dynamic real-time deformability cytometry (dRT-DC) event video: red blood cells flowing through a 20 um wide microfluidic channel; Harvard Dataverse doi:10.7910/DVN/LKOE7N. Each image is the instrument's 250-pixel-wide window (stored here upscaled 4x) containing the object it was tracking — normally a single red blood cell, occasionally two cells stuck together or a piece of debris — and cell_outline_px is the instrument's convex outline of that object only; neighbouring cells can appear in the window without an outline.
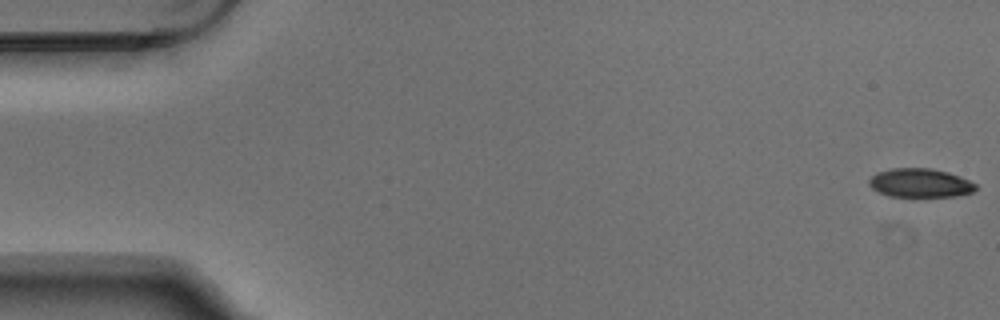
{"species": "Egyptian fruit bat (a non-hibernating species)", "species_latin": "Rousettus aegyptiacus", "temperature_condition": "warm", "stored_images_in_passage": 6, "camera_frame_rate_fps": 3000, "um_per_image_px": 0.085, "animal": {"sex": "male"}, "frame": {"image": 1, "passage_image": 1, "time_ms": 0.0, "image_size_px": [1000, 320], "cell_outline_px": [[976, 188], [972, 192], [956, 196], [888, 196], [872, 188], [868, 184], [868, 180], [876, 172], [892, 168], [932, 168], [948, 172], [960, 176], [976, 184]], "centroid_in_image_um": [78.19, 15.54], "position_along_channel_um": 6.8, "area_um2": 17.86}}
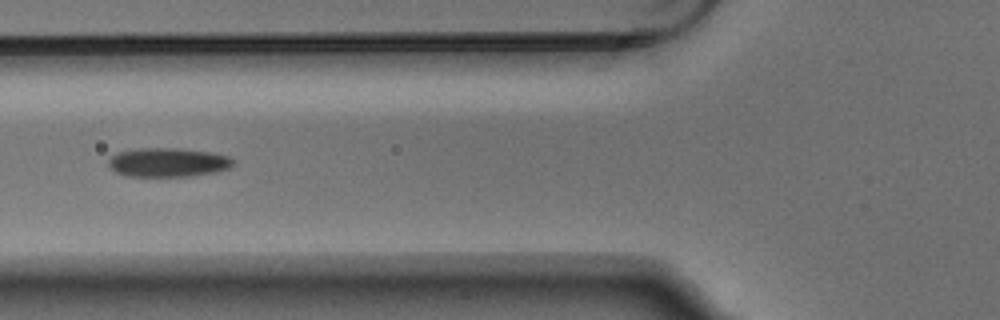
{"frame": {"image": 2, "passage_image": 6, "time_ms": 1.667, "image_size_px": [1000, 320], "cell_outline_px": [[236, 160], [228, 168], [216, 172], [188, 176], [124, 176], [116, 172], [108, 164], [108, 160], [112, 156], [120, 152], [140, 148], [176, 148], [212, 152], [228, 156]], "centroid_in_image_um": [14.29, 13.8], "position_along_channel_um": 111.5, "area_um2": 20.98}}